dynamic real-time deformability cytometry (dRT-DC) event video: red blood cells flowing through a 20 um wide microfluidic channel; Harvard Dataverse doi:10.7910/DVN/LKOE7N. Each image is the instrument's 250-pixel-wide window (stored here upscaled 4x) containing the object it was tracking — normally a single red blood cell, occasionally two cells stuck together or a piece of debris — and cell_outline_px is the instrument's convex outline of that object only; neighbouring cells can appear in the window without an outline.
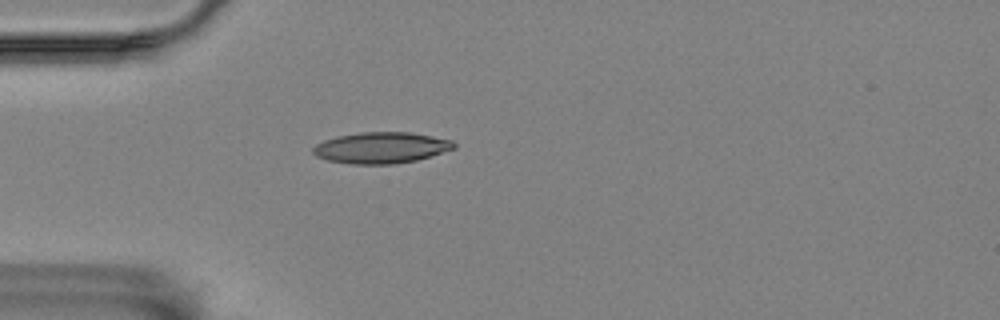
{"species": "Egyptian fruit bat (a non-hibernating species)", "species_latin": "Rousettus aegyptiacus", "temperature_condition": "room temperature", "stored_images_in_passage": 1, "camera_frame_rate_fps": 3000, "um_per_image_px": 0.085, "animal": {"sex": "female"}, "frame": {"image": 1, "passage_image": 1, "time_ms": 0.0, "image_size_px": [1000, 320], "cell_outline_px": [[456, 148], [416, 160], [392, 164], [352, 164], [328, 160], [316, 156], [312, 152], [312, 148], [316, 144], [324, 140], [336, 136], [360, 132], [408, 132], [452, 140], [456, 144]], "centroid_in_image_um": [32.37, 12.55], "position_along_channel_um": 52.6, "area_um2": 25.49}}